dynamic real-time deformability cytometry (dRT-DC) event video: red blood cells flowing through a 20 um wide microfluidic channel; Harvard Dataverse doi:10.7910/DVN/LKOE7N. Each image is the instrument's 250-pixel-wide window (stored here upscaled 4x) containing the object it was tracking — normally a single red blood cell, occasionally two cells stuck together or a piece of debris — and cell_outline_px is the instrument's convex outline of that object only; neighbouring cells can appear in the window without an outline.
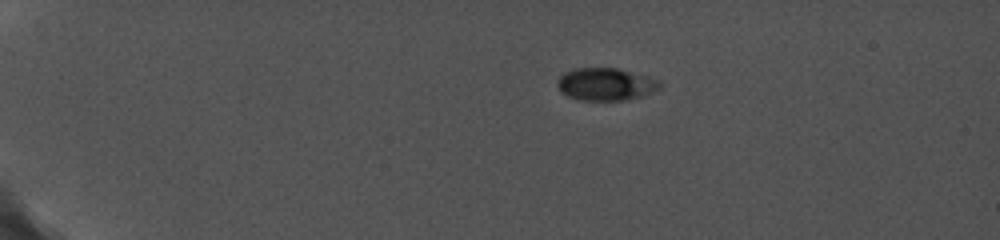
{"species": "common noctule bat (a hibernating species)", "species_latin": "Nyctalus noctula", "temperature_condition": "cold", "stored_images_in_passage": 21, "camera_frame_rate_fps": 5000, "um_per_image_px": 0.085, "animal": {"sex": "female", "body_mass_g": 19.0, "forearm_length_mm": 56.7}, "frame": {"image": 1, "passage_image": 1, "time_ms": 0.0, "image_size_px": [1000, 240], "cell_outline_px": [[660, 88], [652, 92], [640, 96], [624, 100], [580, 100], [568, 96], [560, 92], [556, 84], [560, 76], [564, 72], [576, 68], [616, 68], [648, 76], [660, 80]], "centroid_in_image_um": [51.46, 7.15], "position_along_channel_um": 33.5, "area_um2": 19.36}}
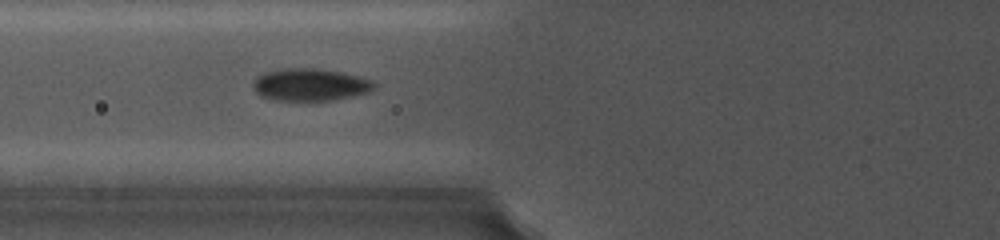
{"frame": {"image": 2, "passage_image": 10, "time_ms": 4.2, "image_size_px": [1000, 240], "cell_outline_px": [[380, 84], [372, 92], [332, 100], [276, 100], [260, 96], [256, 92], [252, 84], [256, 76], [264, 72], [280, 68], [320, 68], [360, 76], [376, 80]], "centroid_in_image_um": [26.43, 7.18], "position_along_channel_um": 99.4, "area_um2": 23.35}}
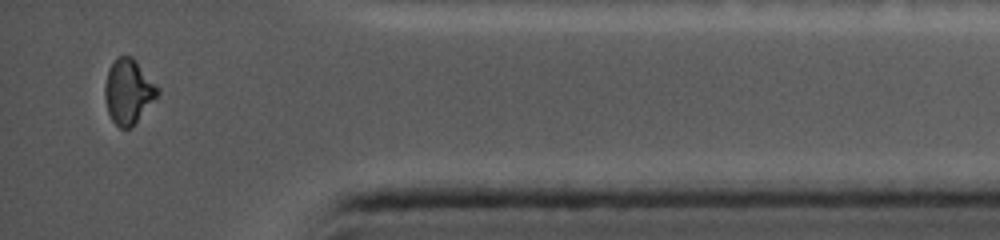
{"frame": {"image": 3, "passage_image": 21, "time_ms": 13.0, "image_size_px": [1000, 240], "cell_outline_px": [[160, 92], [132, 128], [120, 128], [112, 120], [108, 112], [104, 96], [104, 84], [108, 68], [116, 56], [132, 56], [136, 60], [160, 88]], "centroid_in_image_um": [10.9, 7.76], "position_along_channel_um": 424.3, "area_um2": 20.11}, "authors_computed_cell_mechanics": {"area_um2": 21.4438, "velocity_mm_per_s": 3.7956, "shape_relaxation_time_tau1_ms": 8.4059, "shape_relaxation_time_tau2_ms": null, "deformation_change_tau1": 0.1238, "deformation_change_tau2": null}}